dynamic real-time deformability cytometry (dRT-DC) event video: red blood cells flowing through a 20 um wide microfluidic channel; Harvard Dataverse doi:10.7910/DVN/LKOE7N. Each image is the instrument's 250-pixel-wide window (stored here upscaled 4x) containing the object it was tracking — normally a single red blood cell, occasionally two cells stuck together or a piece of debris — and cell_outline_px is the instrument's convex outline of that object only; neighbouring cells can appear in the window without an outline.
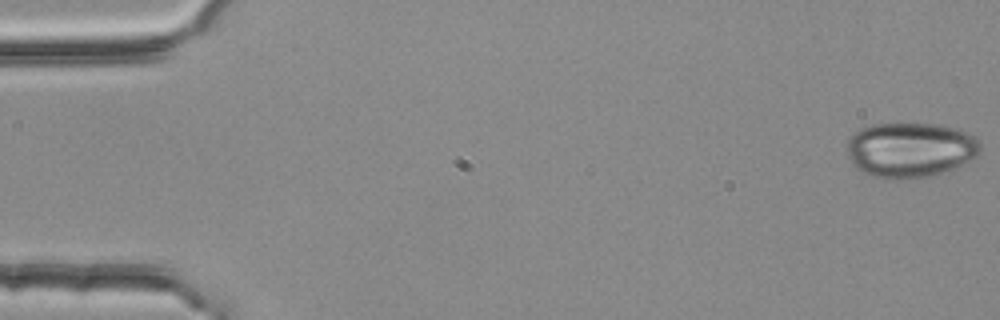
{"species": "common noctule bat (a hibernating species)", "species_latin": "Nyctalus noctula", "temperature_condition": "room temperature", "stored_images_in_passage": 54, "camera_frame_rate_fps": 3000, "um_per_image_px": 0.085, "animal": {"sex": "female", "body_mass_g": 25.1}, "frame": {"image": 1, "passage_image": 1, "time_ms": 0.0, "image_size_px": [1000, 320], "cell_outline_px": [[980, 152], [976, 156], [952, 168], [932, 176], [908, 180], [872, 176], [864, 172], [848, 156], [848, 136], [860, 128], [872, 124], [900, 120], [940, 124], [960, 128], [968, 132], [980, 140]], "centroid_in_image_um": [77.39, 12.66], "position_along_channel_um": 7.6, "area_um2": 43.75}}
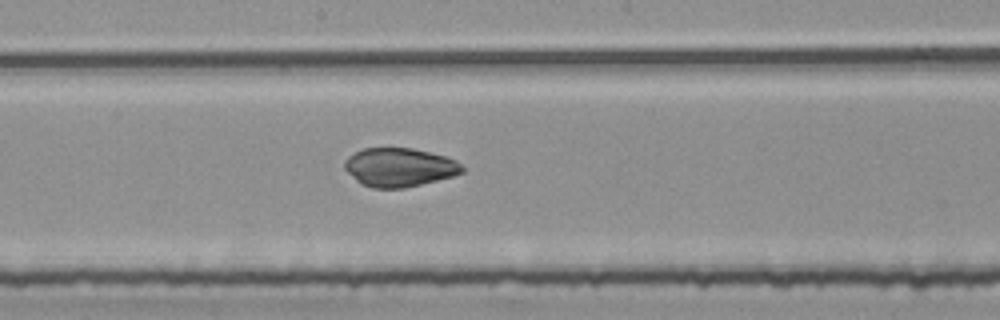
{"frame": {"image": 2, "passage_image": 29, "time_ms": 9.333, "image_size_px": [1000, 320], "cell_outline_px": [[464, 172], [452, 176], [404, 188], [372, 188], [360, 184], [344, 168], [344, 160], [348, 156], [364, 148], [412, 148], [444, 156], [456, 160], [464, 168]], "centroid_in_image_um": [33.92, 14.22], "position_along_channel_um": 214.3, "area_um2": 26.36}}
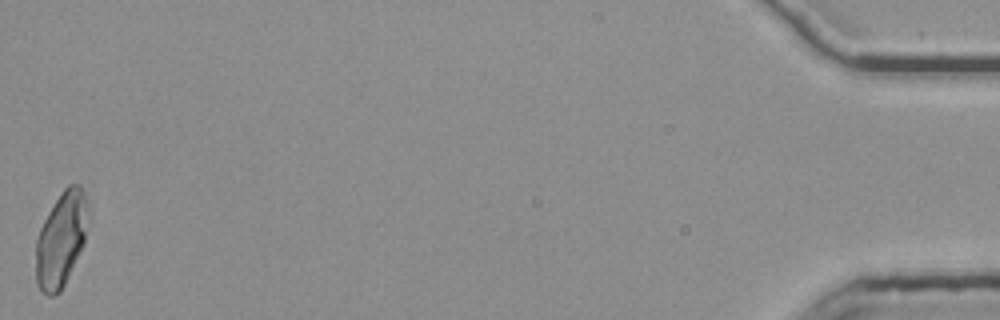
{"frame": {"image": 3, "passage_image": 54, "time_ms": 17.667, "image_size_px": [1000, 320], "cell_outline_px": [[84, 244], [60, 292], [56, 296], [48, 296], [40, 292], [36, 284], [36, 240], [40, 228], [48, 212], [60, 192], [68, 184], [80, 184], [84, 192]], "centroid_in_image_um": [5.12, 20.41], "position_along_channel_um": 430.1, "area_um2": 28.15}, "authors_computed_cell_mechanics": {"area_um2": 28.033, "velocity_mm_per_s": 3.8047, "shape_relaxation_time_tau1_ms": null, "shape_relaxation_time_tau2_ms": 1.4554, "deformation_change_tau1": null, "deformation_change_tau2": 0.0503}}